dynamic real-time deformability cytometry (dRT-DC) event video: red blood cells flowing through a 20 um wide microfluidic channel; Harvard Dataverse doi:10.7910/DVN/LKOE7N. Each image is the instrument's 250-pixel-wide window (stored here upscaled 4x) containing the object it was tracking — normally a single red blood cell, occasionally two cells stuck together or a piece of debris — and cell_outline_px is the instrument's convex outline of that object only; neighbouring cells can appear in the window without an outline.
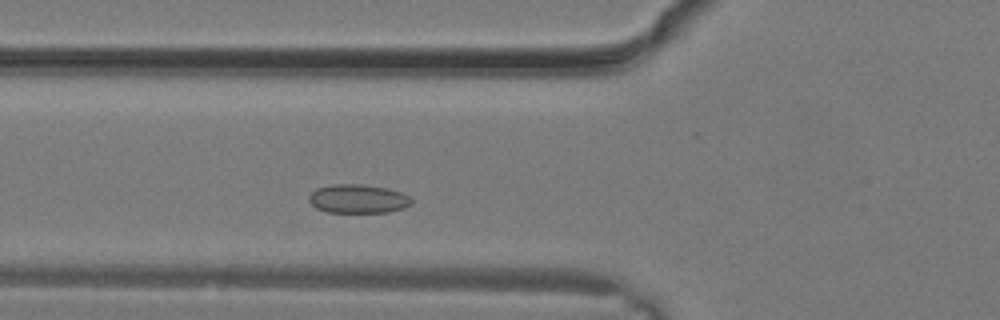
{"species": "common noctule bat (a hibernating species)", "species_latin": "Nyctalus noctula", "temperature_condition": "warm", "stored_images_in_passage": 24, "camera_frame_rate_fps": 3000, "um_per_image_px": 0.085, "animal": {"sex": "male", "body_mass_g": 19.2, "forearm_length_mm": 51.8}, "frame": {"image": 1, "passage_image": 5, "time_ms": 1.333, "image_size_px": [1000, 320], "cell_outline_px": [[412, 204], [404, 208], [388, 212], [328, 212], [316, 208], [308, 200], [308, 196], [316, 188], [332, 184], [360, 184], [388, 188], [400, 192], [408, 196], [412, 200]], "centroid_in_image_um": [30.42, 16.89], "position_along_channel_um": 95.4, "area_um2": 17.22}}
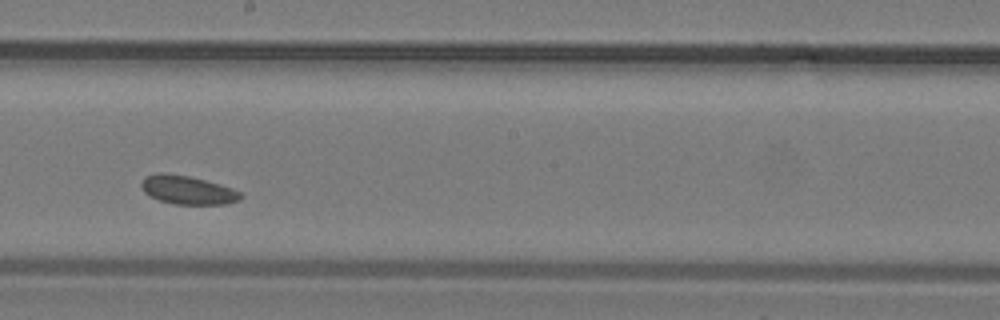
{"frame": {"image": 2, "passage_image": 11, "time_ms": 3.333, "image_size_px": [1000, 320], "cell_outline_px": [[244, 196], [240, 200], [224, 204], [176, 204], [160, 200], [148, 196], [144, 192], [140, 184], [144, 176], [160, 172], [164, 172], [188, 176], [220, 184], [232, 188], [240, 192]], "centroid_in_image_um": [15.93, 16.14], "position_along_channel_um": 232.3, "area_um2": 16.59}}
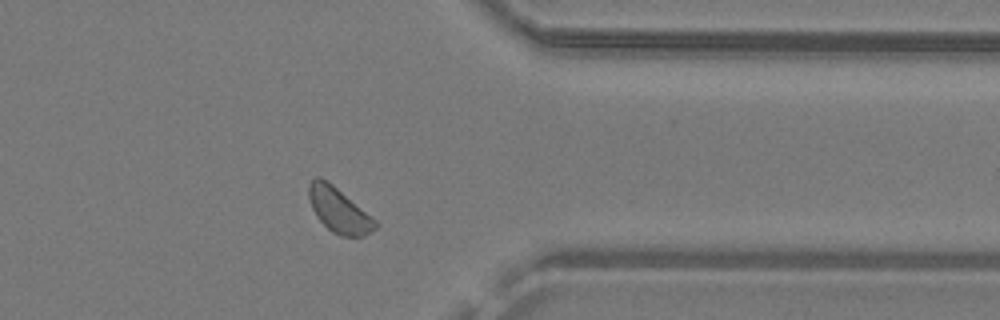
{"frame": {"image": 3, "passage_image": 18, "time_ms": 5.667, "image_size_px": [1000, 320], "cell_outline_px": [[380, 224], [376, 228], [364, 236], [340, 236], [332, 232], [316, 216], [312, 208], [308, 196], [308, 184], [316, 176], [320, 176], [332, 184], [376, 220]], "centroid_in_image_um": [28.79, 17.86], "position_along_channel_um": 382.6, "area_um2": 17.22}}